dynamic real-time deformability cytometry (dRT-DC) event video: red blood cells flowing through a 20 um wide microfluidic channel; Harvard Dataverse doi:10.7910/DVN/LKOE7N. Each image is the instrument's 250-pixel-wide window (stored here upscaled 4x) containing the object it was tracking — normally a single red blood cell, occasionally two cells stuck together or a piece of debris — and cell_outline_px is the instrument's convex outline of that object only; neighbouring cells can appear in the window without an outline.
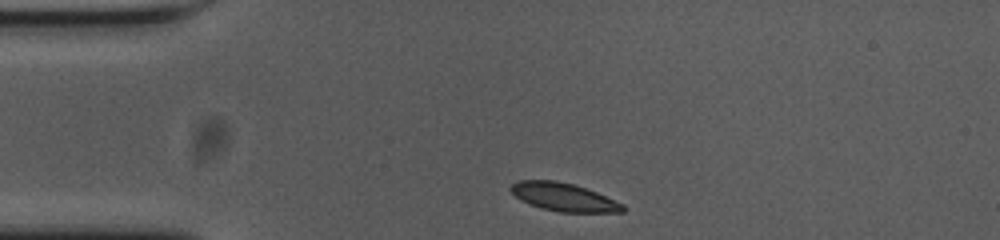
{"species": "common noctule bat (a hibernating species)", "species_latin": "Nyctalus noctula", "temperature_condition": "cold", "stored_images_in_passage": 35, "camera_frame_rate_fps": 3000, "um_per_image_px": 0.085, "animal": {"sex": "female", "body_mass_g": 23.0, "forearm_length_mm": 53.4}, "frame": {"image": 1, "passage_image": 1, "time_ms": 0.0, "image_size_px": [1000, 240], "cell_outline_px": [[624, 212], [560, 212], [540, 208], [528, 204], [520, 200], [508, 188], [516, 180], [556, 180], [572, 184], [596, 192], [624, 204]], "centroid_in_image_um": [47.87, 16.75], "position_along_channel_um": 37.1, "area_um2": 18.38}}
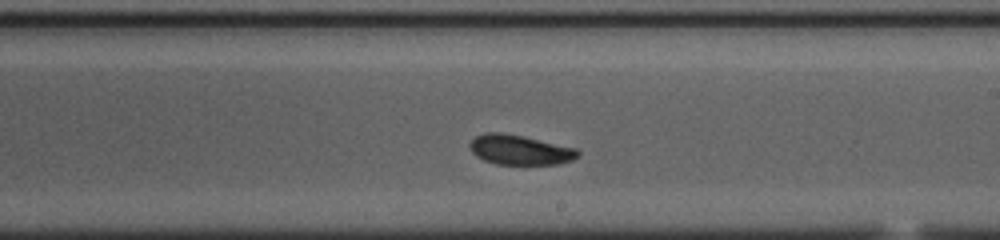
{"frame": {"image": 2, "passage_image": 21, "time_ms": 6.667, "image_size_px": [1000, 240], "cell_outline_px": [[580, 156], [572, 160], [560, 164], [496, 164], [484, 160], [476, 156], [472, 152], [468, 144], [476, 136], [484, 132], [500, 132], [520, 136], [576, 148], [580, 152]], "centroid_in_image_um": [44.18, 12.74], "position_along_channel_um": 244.8, "area_um2": 18.67}}
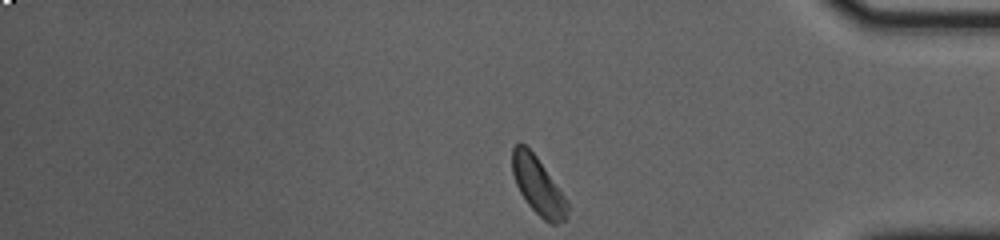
{"frame": {"image": 3, "passage_image": 35, "time_ms": 11.333, "image_size_px": [1000, 240], "cell_outline_px": [[568, 216], [564, 220], [556, 224], [552, 224], [544, 220], [528, 204], [520, 192], [516, 184], [512, 172], [512, 148], [516, 144], [524, 144], [536, 156], [564, 196], [568, 204]], "centroid_in_image_um": [45.72, 15.81], "position_along_channel_um": 389.5, "area_um2": 18.03}, "authors_computed_cell_mechanics": {"area_um2": 19.1318, "velocity_mm_per_s": 3.6072, "shape_relaxation_time_tau1_ms": 3.6015, "shape_relaxation_time_tau2_ms": 3.0945, "deformation_change_tau1": 0.0887, "deformation_change_tau2": 0.0682}}